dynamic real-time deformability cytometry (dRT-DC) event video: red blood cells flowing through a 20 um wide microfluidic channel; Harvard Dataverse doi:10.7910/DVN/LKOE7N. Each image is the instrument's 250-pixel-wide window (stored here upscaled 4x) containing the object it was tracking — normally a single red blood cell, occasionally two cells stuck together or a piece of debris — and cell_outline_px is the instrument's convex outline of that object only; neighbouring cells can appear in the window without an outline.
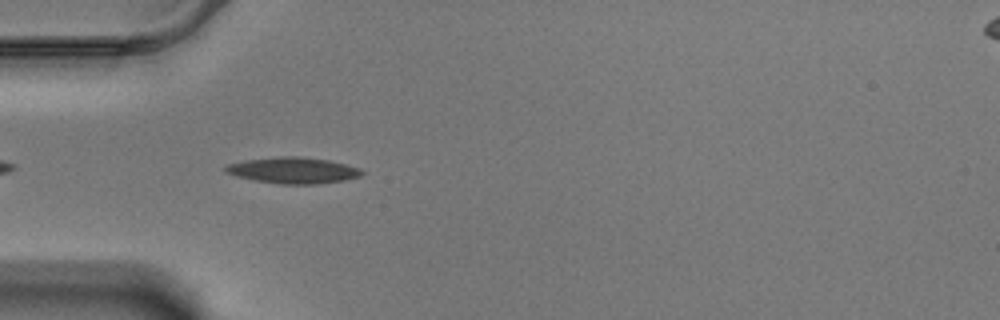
{"species": "Egyptian fruit bat (a non-hibernating species)", "species_latin": "Rousettus aegyptiacus", "temperature_condition": "warm", "stored_images_in_passage": 27, "camera_frame_rate_fps": 3000, "um_per_image_px": 0.085, "animal": {"sex": "male"}, "frame": {"image": 1, "passage_image": 3, "time_ms": 0.667, "image_size_px": [1000, 320], "cell_outline_px": [[364, 172], [360, 176], [344, 180], [316, 184], [280, 184], [256, 180], [236, 176], [224, 172], [224, 164], [244, 160], [280, 156], [300, 156], [328, 160], [360, 168]], "centroid_in_image_um": [24.87, 14.47], "position_along_channel_um": 60.1, "area_um2": 20.81}}
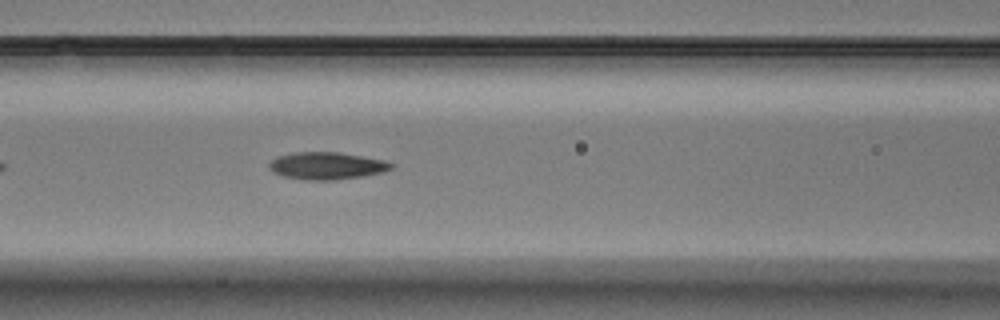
{"frame": {"image": 2, "passage_image": 10, "time_ms": 3.0, "image_size_px": [1000, 320], "cell_outline_px": [[392, 168], [380, 172], [360, 176], [332, 180], [304, 180], [284, 176], [268, 168], [268, 164], [276, 156], [296, 152], [340, 152], [384, 160], [392, 164]], "centroid_in_image_um": [27.72, 14.08], "position_along_channel_um": 138.9, "area_um2": 19.13}}
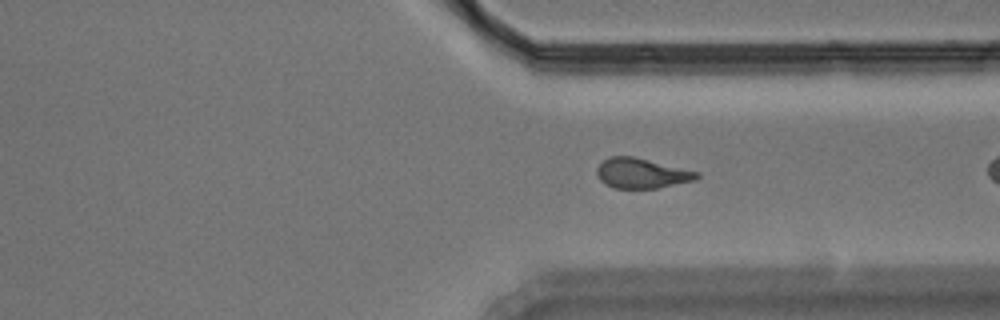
{"frame": {"image": 3, "passage_image": 26, "time_ms": 8.333, "image_size_px": [1000, 320], "cell_outline_px": [[700, 176], [696, 180], [656, 188], [616, 188], [604, 184], [596, 176], [596, 168], [608, 156], [632, 156], [700, 172]], "centroid_in_image_um": [54.52, 14.73], "position_along_channel_um": 356.9, "area_um2": 17.51}}